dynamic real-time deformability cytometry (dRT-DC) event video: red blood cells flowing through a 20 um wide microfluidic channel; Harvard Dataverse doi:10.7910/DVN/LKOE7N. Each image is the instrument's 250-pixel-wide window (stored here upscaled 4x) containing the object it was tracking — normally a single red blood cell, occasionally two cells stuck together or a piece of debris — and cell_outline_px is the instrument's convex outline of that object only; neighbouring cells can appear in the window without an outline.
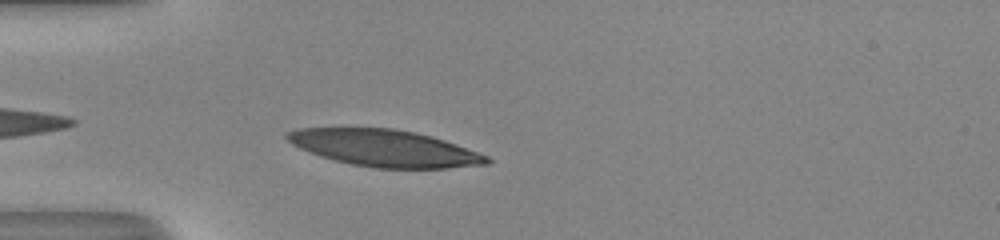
{"species": "human", "species_latin": "Homo sapiens", "temperature_condition": "room temperature", "stored_images_in_passage": 34, "camera_frame_rate_fps": 3000, "um_per_image_px": 0.085, "donor": {"sex": "male"}, "frame": {"image": 1, "passage_image": 2, "time_ms": 0.333, "image_size_px": [1000, 240], "cell_outline_px": [[492, 160], [488, 164], [448, 168], [376, 168], [352, 164], [320, 156], [308, 152], [292, 144], [284, 136], [284, 132], [296, 128], [392, 128], [416, 132], [432, 136], [456, 144], [488, 156]], "centroid_in_image_um": [32.67, 12.58], "position_along_channel_um": 52.3, "area_um2": 42.77}}
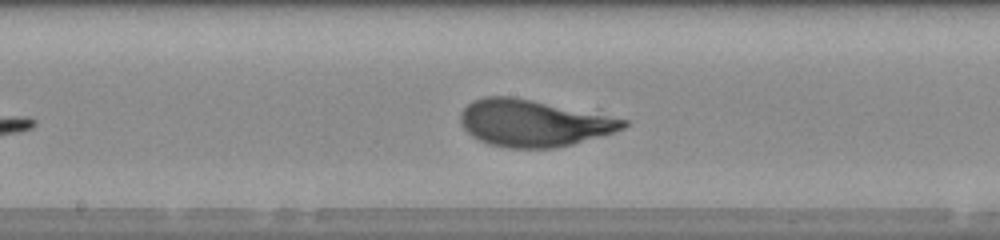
{"frame": {"image": 2, "passage_image": 14, "time_ms": 4.333, "image_size_px": [1000, 240], "cell_outline_px": [[628, 124], [624, 128], [600, 136], [572, 144], [556, 148], [508, 148], [488, 144], [472, 136], [464, 128], [460, 120], [460, 116], [464, 108], [472, 100], [484, 96], [512, 96], [532, 100], [628, 120]], "centroid_in_image_um": [45.3, 10.47], "position_along_channel_um": 202.9, "area_um2": 43.93}}
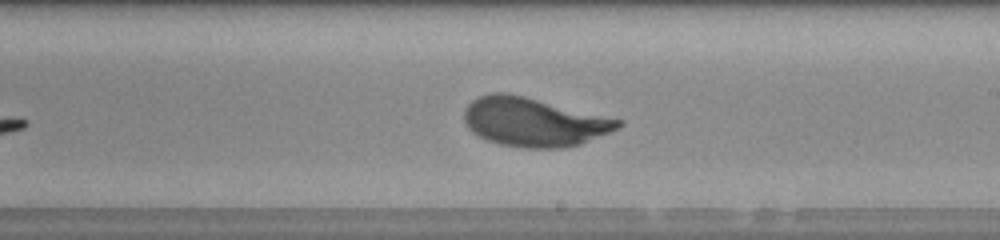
{"frame": {"image": 3, "passage_image": 17, "time_ms": 5.333, "image_size_px": [1000, 240], "cell_outline_px": [[624, 124], [620, 128], [580, 144], [564, 148], [524, 148], [500, 144], [488, 140], [472, 132], [468, 128], [464, 120], [464, 108], [472, 100], [480, 96], [492, 92], [508, 92], [624, 120]], "centroid_in_image_um": [45.38, 10.36], "position_along_channel_um": 243.6, "area_um2": 43.99}, "authors_computed_cell_mechanics": {"area_um2": 43.4656, "velocity_mm_per_s": 4.0945, "shape_relaxation_time_tau1_ms": 2.9509, "shape_relaxation_time_tau2_ms": null, "deformation_change_tau1": 0.1927, "deformation_change_tau2": null}}